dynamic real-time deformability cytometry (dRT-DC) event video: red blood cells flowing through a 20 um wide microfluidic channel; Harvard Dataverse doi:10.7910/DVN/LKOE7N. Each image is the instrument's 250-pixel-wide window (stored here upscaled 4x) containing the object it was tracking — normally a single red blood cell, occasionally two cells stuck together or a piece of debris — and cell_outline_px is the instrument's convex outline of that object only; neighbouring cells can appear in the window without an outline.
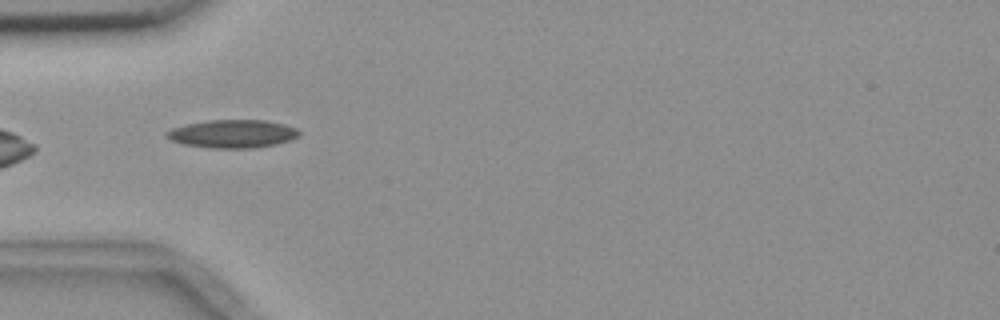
{"species": "common noctule bat (a hibernating species)", "species_latin": "Nyctalus noctula", "temperature_condition": "room temperature", "stored_images_in_passage": 8, "camera_frame_rate_fps": 3000, "um_per_image_px": 0.085, "animal": {"sex": "female", "body_mass_g": 18.4}, "frame": {"image": 1, "passage_image": 4, "time_ms": 3.667, "image_size_px": [1000, 320], "cell_outline_px": [[300, 136], [276, 144], [252, 148], [212, 148], [184, 144], [172, 140], [164, 136], [164, 132], [172, 128], [188, 124], [208, 120], [264, 120], [284, 124], [296, 128], [300, 132]], "centroid_in_image_um": [19.76, 11.37], "position_along_channel_um": 65.2, "area_um2": 21.62}}
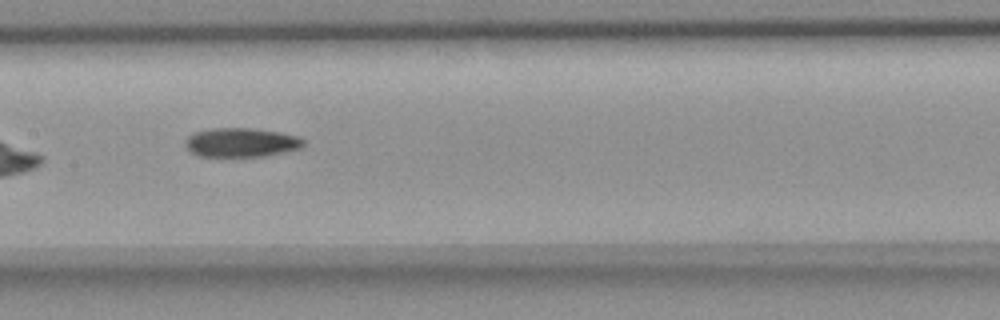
{"frame": {"image": 2, "passage_image": 7, "time_ms": 7.0, "image_size_px": [1000, 320], "cell_outline_px": [[304, 144], [300, 148], [264, 156], [200, 156], [192, 152], [184, 144], [184, 140], [192, 132], [212, 128], [248, 128], [276, 132], [300, 136], [304, 140]], "centroid_in_image_um": [20.46, 12.1], "position_along_channel_um": 186.9, "area_um2": 19.88}}
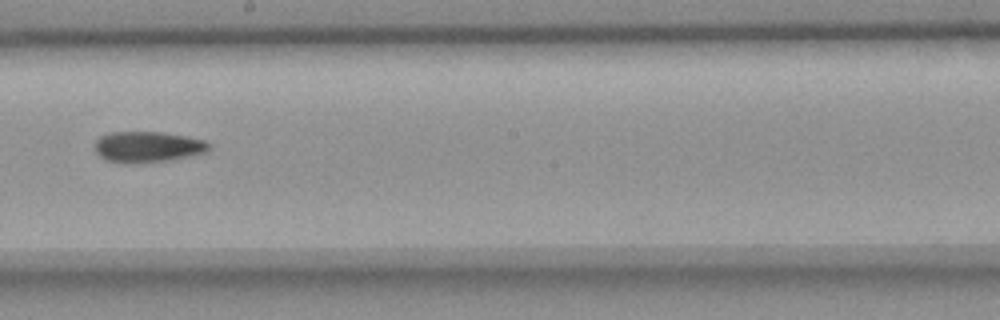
{"frame": {"image": 3, "passage_image": 8, "time_ms": 8.333, "image_size_px": [1000, 320], "cell_outline_px": [[212, 144], [204, 152], [188, 156], [168, 160], [108, 160], [100, 156], [96, 152], [96, 140], [100, 136], [108, 132], [160, 132], [184, 136], [204, 140]], "centroid_in_image_um": [12.57, 12.42], "position_along_channel_um": 235.6, "area_um2": 19.42}}